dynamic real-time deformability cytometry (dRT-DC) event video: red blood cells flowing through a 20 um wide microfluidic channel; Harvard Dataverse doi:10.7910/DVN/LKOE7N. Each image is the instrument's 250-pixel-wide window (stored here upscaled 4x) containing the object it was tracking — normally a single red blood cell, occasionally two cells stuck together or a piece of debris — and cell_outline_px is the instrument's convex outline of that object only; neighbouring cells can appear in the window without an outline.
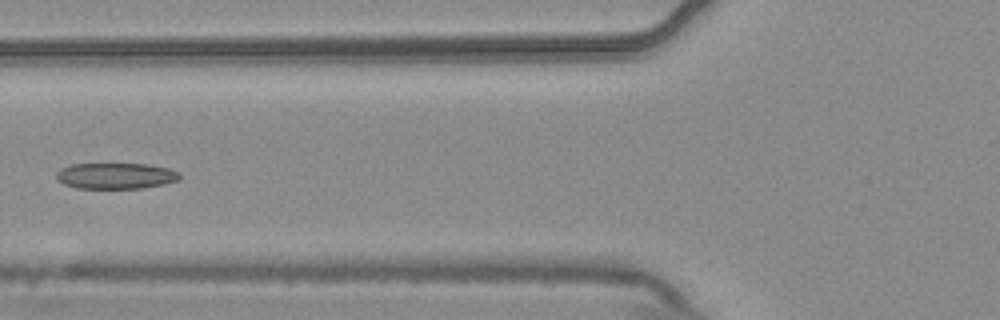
{"species": "common noctule bat (a hibernating species)", "species_latin": "Nyctalus noctula", "temperature_condition": "warm", "stored_images_in_passage": 8, "camera_frame_rate_fps": 3000, "um_per_image_px": 0.085, "animal": {"sex": "male", "body_mass_g": 20.4}, "frame": {"image": 1, "passage_image": 5, "time_ms": 1.333, "image_size_px": [1000, 320], "cell_outline_px": [[180, 176], [176, 180], [164, 184], [144, 188], [76, 188], [64, 184], [56, 180], [56, 172], [60, 168], [72, 164], [148, 164], [168, 168], [180, 172]], "centroid_in_image_um": [9.81, 14.94], "position_along_channel_um": 116.0, "area_um2": 18.73}}
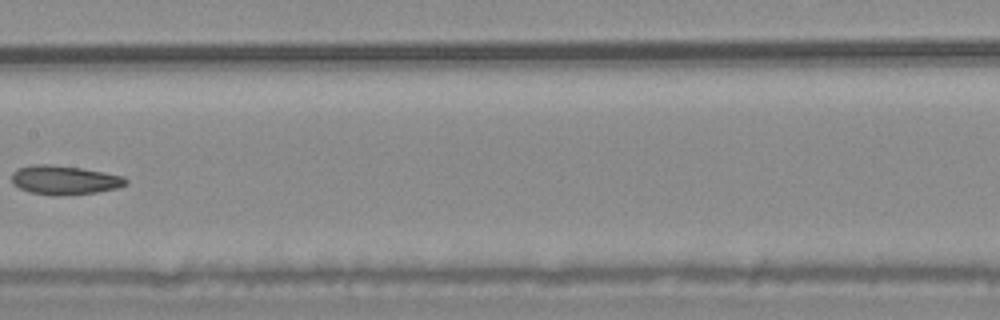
{"frame": {"image": 2, "passage_image": 7, "time_ms": 2.0, "image_size_px": [1000, 320], "cell_outline_px": [[128, 184], [116, 188], [96, 192], [60, 196], [52, 196], [28, 192], [12, 184], [12, 172], [20, 168], [32, 164], [48, 164], [80, 168], [104, 172], [124, 176], [128, 180]], "centroid_in_image_um": [5.47, 15.31], "position_along_channel_um": 201.9, "area_um2": 19.42}}
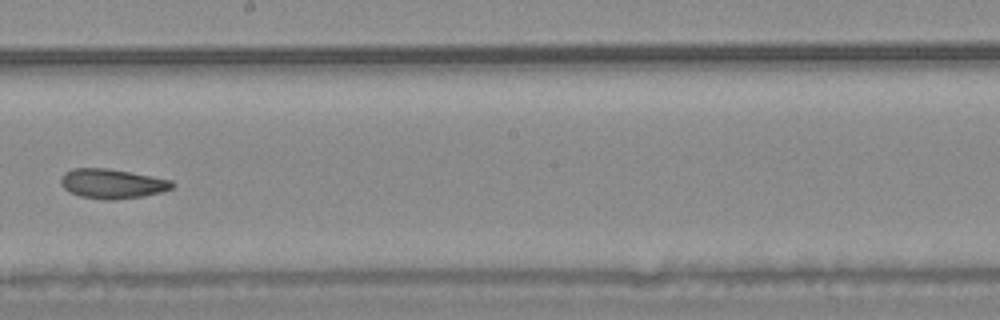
{"frame": {"image": 3, "passage_image": 8, "time_ms": 2.333, "image_size_px": [1000, 320], "cell_outline_px": [[176, 184], [172, 188], [160, 192], [144, 196], [116, 200], [104, 200], [80, 196], [68, 192], [60, 184], [60, 180], [64, 172], [72, 168], [104, 168], [128, 172], [172, 180]], "centroid_in_image_um": [9.5, 15.62], "position_along_channel_um": 238.7, "area_um2": 19.25}}